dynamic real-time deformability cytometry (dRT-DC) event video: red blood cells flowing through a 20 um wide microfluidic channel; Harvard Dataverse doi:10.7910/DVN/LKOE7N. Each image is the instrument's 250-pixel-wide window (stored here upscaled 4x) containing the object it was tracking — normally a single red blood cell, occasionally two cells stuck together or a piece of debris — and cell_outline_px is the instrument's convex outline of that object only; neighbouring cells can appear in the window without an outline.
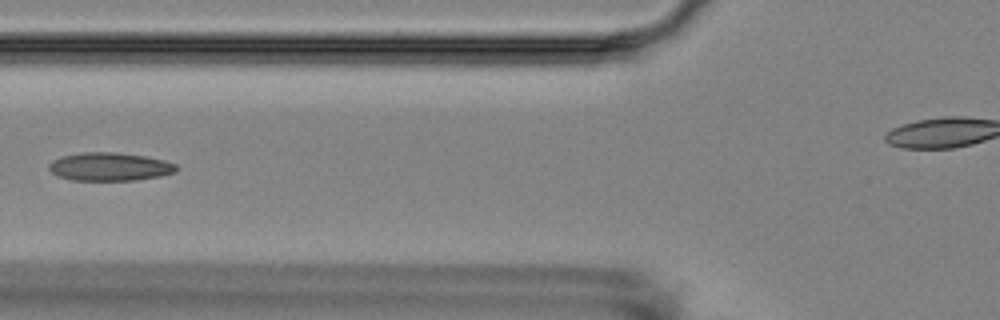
{"species": "Egyptian fruit bat (a non-hibernating species)", "species_latin": "Rousettus aegyptiacus", "temperature_condition": "room temperature", "stored_images_in_passage": 14, "segment_of_instrument_passage": [1, 2], "camera_frame_rate_fps": 3000, "um_per_image_px": 0.085, "animal": {"sex": "female"}, "frame": {"image": 1, "passage_image": 6, "time_ms": 6.667, "image_size_px": [1000, 320], "cell_outline_px": [[176, 172], [160, 176], [136, 180], [72, 180], [56, 176], [48, 168], [48, 164], [52, 160], [60, 156], [84, 152], [116, 152], [144, 156], [164, 160], [176, 164]], "centroid_in_image_um": [9.29, 14.17], "position_along_channel_um": 116.5, "area_um2": 21.04}}
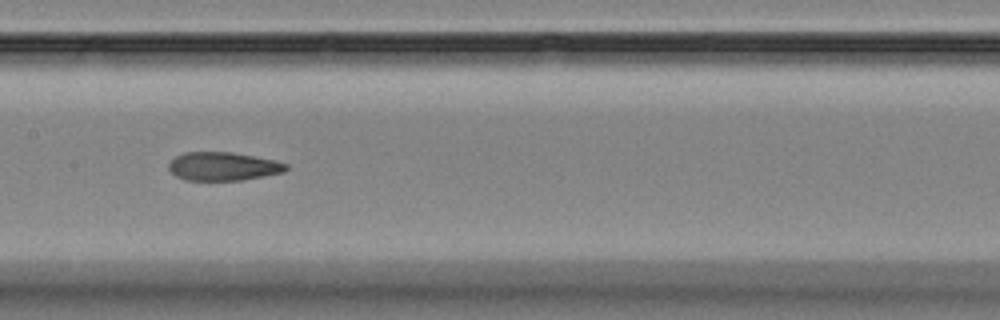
{"frame": {"image": 2, "passage_image": 8, "time_ms": 8.667, "image_size_px": [1000, 320], "cell_outline_px": [[288, 168], [284, 172], [240, 180], [184, 180], [176, 176], [168, 168], [168, 164], [176, 156], [184, 152], [232, 152], [272, 160], [288, 164]], "centroid_in_image_um": [18.93, 14.14], "position_along_channel_um": 188.5, "area_um2": 19.25}}
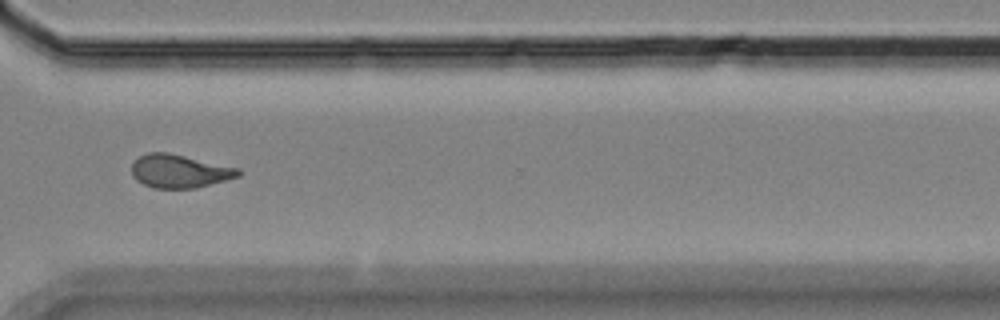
{"frame": {"image": 3, "passage_image": 12, "time_ms": 13.333, "image_size_px": [1000, 320], "cell_outline_px": [[240, 176], [196, 188], [152, 188], [136, 180], [132, 176], [132, 164], [140, 156], [148, 152], [168, 152], [240, 168]], "centroid_in_image_um": [15.25, 14.55], "position_along_channel_um": 355.3, "area_um2": 20.69}}